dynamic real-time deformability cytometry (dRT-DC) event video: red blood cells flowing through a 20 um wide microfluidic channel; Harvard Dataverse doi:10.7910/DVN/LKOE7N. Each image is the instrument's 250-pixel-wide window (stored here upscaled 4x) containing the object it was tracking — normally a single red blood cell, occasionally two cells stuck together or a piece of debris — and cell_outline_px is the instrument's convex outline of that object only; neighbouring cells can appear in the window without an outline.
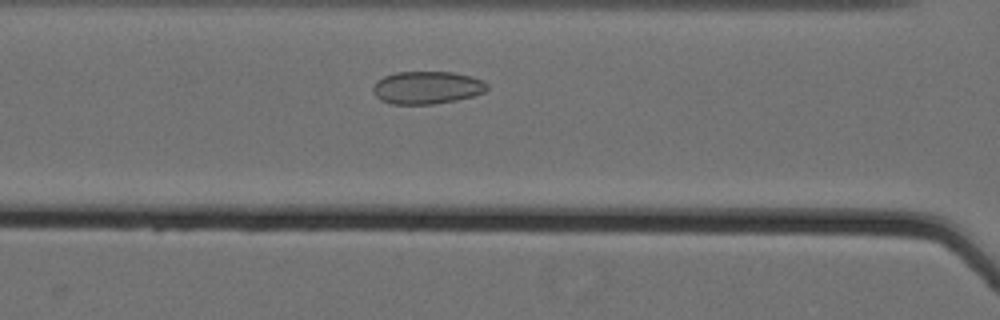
{"species": "Egyptian fruit bat (a non-hibernating species)", "species_latin": "Rousettus aegyptiacus", "temperature_condition": "cold", "stored_images_in_passage": 36, "camera_frame_rate_fps": 3000, "um_per_image_px": 0.085, "animal": {"sex": "female"}, "frame": {"image": 1, "passage_image": 12, "time_ms": 3.667, "image_size_px": [1000, 320], "cell_outline_px": [[488, 88], [484, 92], [472, 96], [456, 100], [432, 104], [392, 104], [380, 100], [376, 96], [372, 88], [376, 80], [384, 76], [396, 72], [452, 72], [472, 76], [484, 80], [488, 84]], "centroid_in_image_um": [36.29, 7.44], "position_along_channel_um": 130.3, "area_um2": 21.85}}
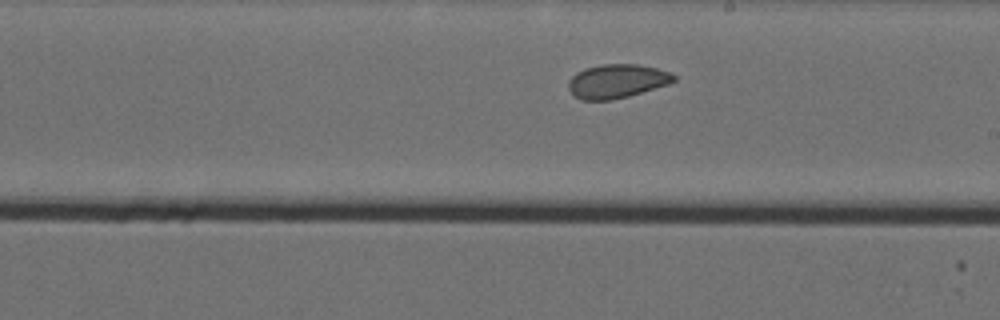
{"frame": {"image": 2, "passage_image": 21, "time_ms": 6.667, "image_size_px": [1000, 320], "cell_outline_px": [[676, 80], [668, 84], [628, 96], [612, 100], [580, 100], [568, 88], [568, 80], [576, 72], [584, 68], [600, 64], [636, 64], [656, 68], [672, 72], [676, 76]], "centroid_in_image_um": [52.43, 6.89], "position_along_channel_um": 236.6, "area_um2": 20.87}}
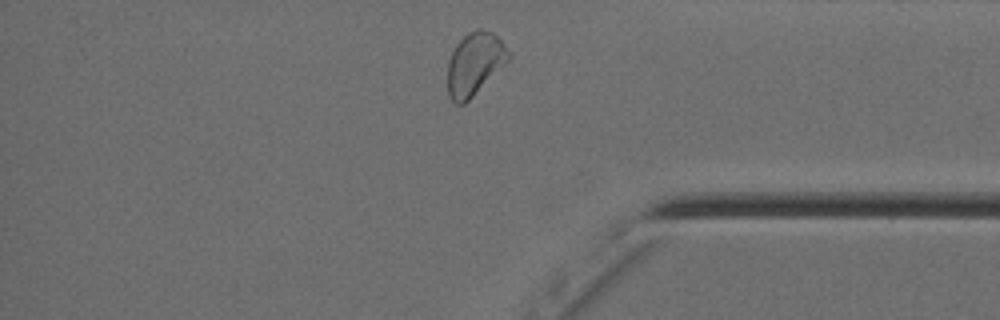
{"frame": {"image": 3, "passage_image": 35, "time_ms": 11.333, "image_size_px": [1000, 320], "cell_outline_px": [[512, 56], [464, 104], [456, 104], [448, 96], [448, 60], [456, 44], [468, 32], [476, 28], [480, 28], [492, 32], [500, 40]], "centroid_in_image_um": [40.31, 5.4], "position_along_channel_um": 394.9, "area_um2": 21.85}, "authors_computed_cell_mechanics": {"area_um2": 21.386, "velocity_mm_per_s": 3.5382, "shape_relaxation_time_tau1_ms": 7.8057, "shape_relaxation_time_tau2_ms": 2.4568, "deformation_change_tau1": 0.0791, "deformation_change_tau2": 0.0653}}